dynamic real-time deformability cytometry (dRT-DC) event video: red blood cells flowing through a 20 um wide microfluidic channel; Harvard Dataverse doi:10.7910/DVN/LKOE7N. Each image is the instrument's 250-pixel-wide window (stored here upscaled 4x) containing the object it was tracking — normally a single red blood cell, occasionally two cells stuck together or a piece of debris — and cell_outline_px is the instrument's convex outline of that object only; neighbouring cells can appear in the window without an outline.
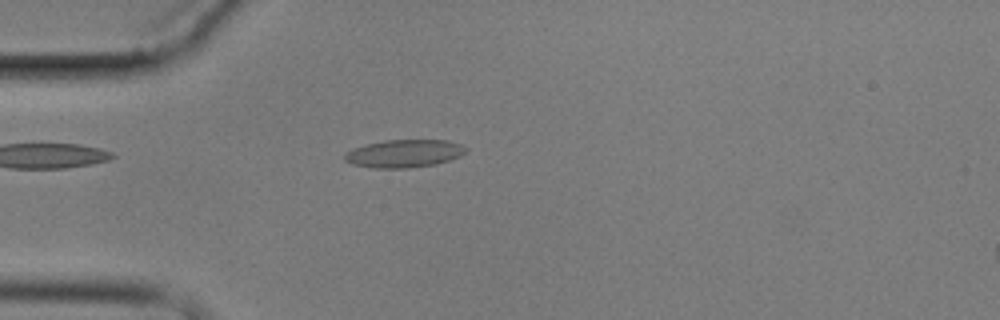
{"species": "common noctule bat (a hibernating species)", "species_latin": "Nyctalus noctula", "temperature_condition": "cold", "stored_images_in_passage": 2, "camera_frame_rate_fps": 3000, "um_per_image_px": 0.085, "animal": {"sex": "male", "body_mass_g": 17.9}, "frame": {"image": 1, "passage_image": 2, "time_ms": 1.0, "image_size_px": [1000, 320], "cell_outline_px": [[468, 148], [460, 156], [436, 164], [408, 168], [372, 168], [352, 164], [344, 160], [344, 156], [352, 148], [384, 140], [448, 140], [460, 144]], "centroid_in_image_um": [34.35, 13.05], "position_along_channel_um": 50.7, "area_um2": 19.59}}